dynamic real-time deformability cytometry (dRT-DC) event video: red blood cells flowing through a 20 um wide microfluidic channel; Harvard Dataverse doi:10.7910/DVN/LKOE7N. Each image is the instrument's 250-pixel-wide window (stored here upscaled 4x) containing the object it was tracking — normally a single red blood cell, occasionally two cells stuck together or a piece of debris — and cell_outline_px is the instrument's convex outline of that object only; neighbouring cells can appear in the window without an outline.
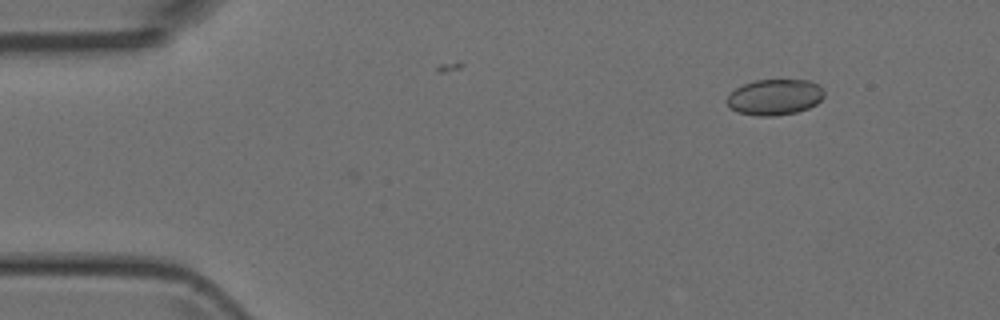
{"species": "Egyptian fruit bat (a non-hibernating species)", "species_latin": "Rousettus aegyptiacus", "temperature_condition": "room temperature", "stored_images_in_passage": 4, "camera_frame_rate_fps": 3000, "um_per_image_px": 0.085, "animal": {"sex": "female"}, "frame": {"image": 1, "passage_image": 1, "time_ms": 0.0, "image_size_px": [1000, 320], "cell_outline_px": [[824, 96], [816, 104], [808, 108], [796, 112], [776, 116], [756, 116], [736, 112], [728, 108], [724, 100], [736, 88], [744, 84], [756, 80], [808, 80], [820, 84], [824, 92]], "centroid_in_image_um": [65.83, 8.26], "position_along_channel_um": 19.2, "area_um2": 20.58}}